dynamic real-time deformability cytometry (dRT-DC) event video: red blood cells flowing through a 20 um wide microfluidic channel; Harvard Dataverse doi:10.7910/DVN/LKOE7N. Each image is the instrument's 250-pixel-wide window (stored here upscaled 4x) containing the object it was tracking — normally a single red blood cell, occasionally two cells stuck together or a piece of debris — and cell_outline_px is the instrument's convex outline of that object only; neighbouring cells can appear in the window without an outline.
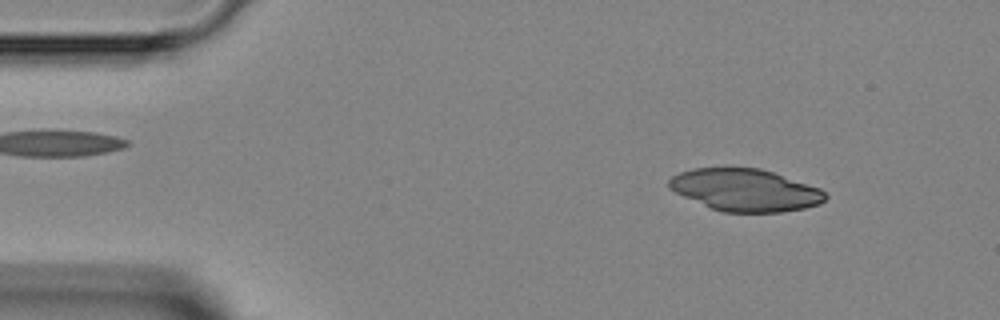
{"species": "Egyptian fruit bat (a non-hibernating species)", "species_latin": "Rousettus aegyptiacus", "temperature_condition": "room temperature", "stored_images_in_passage": 44, "camera_frame_rate_fps": 3000, "um_per_image_px": 0.085, "animal": {"sex": "female"}, "frame": {"image": 1, "passage_image": 4, "time_ms": 1.0, "image_size_px": [1000, 320], "cell_outline_px": [[828, 196], [820, 204], [804, 208], [780, 212], [724, 212], [712, 208], [684, 196], [668, 188], [668, 180], [672, 176], [680, 172], [692, 168], [760, 168], [820, 188]], "centroid_in_image_um": [63.34, 16.15], "position_along_channel_um": 21.7, "area_um2": 38.09}}